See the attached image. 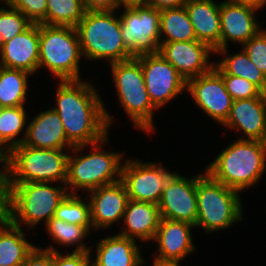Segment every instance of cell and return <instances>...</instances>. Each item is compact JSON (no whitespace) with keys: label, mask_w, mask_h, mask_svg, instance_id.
Returning <instances> with one entry per match:
<instances>
[{"label":"cell","mask_w":266,"mask_h":266,"mask_svg":"<svg viewBox=\"0 0 266 266\" xmlns=\"http://www.w3.org/2000/svg\"><path fill=\"white\" fill-rule=\"evenodd\" d=\"M186 0H147L145 5L157 10L179 8L184 6Z\"/></svg>","instance_id":"cell-41"},{"label":"cell","mask_w":266,"mask_h":266,"mask_svg":"<svg viewBox=\"0 0 266 266\" xmlns=\"http://www.w3.org/2000/svg\"><path fill=\"white\" fill-rule=\"evenodd\" d=\"M238 2H242L254 7H257L259 10L266 6V0H234Z\"/></svg>","instance_id":"cell-42"},{"label":"cell","mask_w":266,"mask_h":266,"mask_svg":"<svg viewBox=\"0 0 266 266\" xmlns=\"http://www.w3.org/2000/svg\"><path fill=\"white\" fill-rule=\"evenodd\" d=\"M120 14L121 34L133 56L158 53L160 47V10L145 4L125 5Z\"/></svg>","instance_id":"cell-10"},{"label":"cell","mask_w":266,"mask_h":266,"mask_svg":"<svg viewBox=\"0 0 266 266\" xmlns=\"http://www.w3.org/2000/svg\"><path fill=\"white\" fill-rule=\"evenodd\" d=\"M174 173L163 168L160 163H146L139 160L122 162L121 181L128 198L135 201L159 204L164 186Z\"/></svg>","instance_id":"cell-12"},{"label":"cell","mask_w":266,"mask_h":266,"mask_svg":"<svg viewBox=\"0 0 266 266\" xmlns=\"http://www.w3.org/2000/svg\"><path fill=\"white\" fill-rule=\"evenodd\" d=\"M139 60L152 104L159 109L186 90L187 81L161 54L136 56Z\"/></svg>","instance_id":"cell-11"},{"label":"cell","mask_w":266,"mask_h":266,"mask_svg":"<svg viewBox=\"0 0 266 266\" xmlns=\"http://www.w3.org/2000/svg\"><path fill=\"white\" fill-rule=\"evenodd\" d=\"M54 218L70 224L84 226L89 232L93 228L90 204L85 203L78 194H68L59 204Z\"/></svg>","instance_id":"cell-32"},{"label":"cell","mask_w":266,"mask_h":266,"mask_svg":"<svg viewBox=\"0 0 266 266\" xmlns=\"http://www.w3.org/2000/svg\"><path fill=\"white\" fill-rule=\"evenodd\" d=\"M23 13L32 23L46 24L47 0H5Z\"/></svg>","instance_id":"cell-36"},{"label":"cell","mask_w":266,"mask_h":266,"mask_svg":"<svg viewBox=\"0 0 266 266\" xmlns=\"http://www.w3.org/2000/svg\"><path fill=\"white\" fill-rule=\"evenodd\" d=\"M163 35L165 39H162ZM195 40L197 38L185 6L160 11V42Z\"/></svg>","instance_id":"cell-26"},{"label":"cell","mask_w":266,"mask_h":266,"mask_svg":"<svg viewBox=\"0 0 266 266\" xmlns=\"http://www.w3.org/2000/svg\"><path fill=\"white\" fill-rule=\"evenodd\" d=\"M43 250L53 252V266H92L91 252H71L64 255L54 246Z\"/></svg>","instance_id":"cell-38"},{"label":"cell","mask_w":266,"mask_h":266,"mask_svg":"<svg viewBox=\"0 0 266 266\" xmlns=\"http://www.w3.org/2000/svg\"><path fill=\"white\" fill-rule=\"evenodd\" d=\"M187 90L207 116L220 124L226 121L234 100L227 92L222 76L214 68L206 74L189 79Z\"/></svg>","instance_id":"cell-13"},{"label":"cell","mask_w":266,"mask_h":266,"mask_svg":"<svg viewBox=\"0 0 266 266\" xmlns=\"http://www.w3.org/2000/svg\"><path fill=\"white\" fill-rule=\"evenodd\" d=\"M197 221L206 233L226 229L242 220L239 192L213 179L206 171L196 175Z\"/></svg>","instance_id":"cell-4"},{"label":"cell","mask_w":266,"mask_h":266,"mask_svg":"<svg viewBox=\"0 0 266 266\" xmlns=\"http://www.w3.org/2000/svg\"><path fill=\"white\" fill-rule=\"evenodd\" d=\"M36 246L7 217L0 220V266H21Z\"/></svg>","instance_id":"cell-25"},{"label":"cell","mask_w":266,"mask_h":266,"mask_svg":"<svg viewBox=\"0 0 266 266\" xmlns=\"http://www.w3.org/2000/svg\"><path fill=\"white\" fill-rule=\"evenodd\" d=\"M47 234L59 245H77L72 252H91V249L82 243L90 233L84 226L70 224L63 220L52 217L46 224Z\"/></svg>","instance_id":"cell-30"},{"label":"cell","mask_w":266,"mask_h":266,"mask_svg":"<svg viewBox=\"0 0 266 266\" xmlns=\"http://www.w3.org/2000/svg\"><path fill=\"white\" fill-rule=\"evenodd\" d=\"M108 142V135L91 144L93 152L85 156L68 157L67 180L65 186L72 188L69 194H76V189L90 192L98 187L121 180V159L123 154L102 152V146ZM115 175V176H114Z\"/></svg>","instance_id":"cell-9"},{"label":"cell","mask_w":266,"mask_h":266,"mask_svg":"<svg viewBox=\"0 0 266 266\" xmlns=\"http://www.w3.org/2000/svg\"><path fill=\"white\" fill-rule=\"evenodd\" d=\"M76 27L39 24V68L45 67L58 81L80 80L82 57Z\"/></svg>","instance_id":"cell-6"},{"label":"cell","mask_w":266,"mask_h":266,"mask_svg":"<svg viewBox=\"0 0 266 266\" xmlns=\"http://www.w3.org/2000/svg\"><path fill=\"white\" fill-rule=\"evenodd\" d=\"M147 0H121L123 6L132 4H145Z\"/></svg>","instance_id":"cell-44"},{"label":"cell","mask_w":266,"mask_h":266,"mask_svg":"<svg viewBox=\"0 0 266 266\" xmlns=\"http://www.w3.org/2000/svg\"><path fill=\"white\" fill-rule=\"evenodd\" d=\"M160 220L157 204L129 199L123 215L126 228L119 235L145 242L154 240Z\"/></svg>","instance_id":"cell-23"},{"label":"cell","mask_w":266,"mask_h":266,"mask_svg":"<svg viewBox=\"0 0 266 266\" xmlns=\"http://www.w3.org/2000/svg\"><path fill=\"white\" fill-rule=\"evenodd\" d=\"M23 145L38 149H66L74 145L67 139L59 115L51 108L35 116L24 131Z\"/></svg>","instance_id":"cell-21"},{"label":"cell","mask_w":266,"mask_h":266,"mask_svg":"<svg viewBox=\"0 0 266 266\" xmlns=\"http://www.w3.org/2000/svg\"><path fill=\"white\" fill-rule=\"evenodd\" d=\"M38 149L20 144L9 153L10 184L49 182L65 184L68 151Z\"/></svg>","instance_id":"cell-7"},{"label":"cell","mask_w":266,"mask_h":266,"mask_svg":"<svg viewBox=\"0 0 266 266\" xmlns=\"http://www.w3.org/2000/svg\"><path fill=\"white\" fill-rule=\"evenodd\" d=\"M90 213L93 229H107L114 222L123 219L127 201L126 187L118 182L98 187L89 192Z\"/></svg>","instance_id":"cell-18"},{"label":"cell","mask_w":266,"mask_h":266,"mask_svg":"<svg viewBox=\"0 0 266 266\" xmlns=\"http://www.w3.org/2000/svg\"><path fill=\"white\" fill-rule=\"evenodd\" d=\"M214 69L222 76L225 88L233 100L262 97L265 94L247 79L226 74L216 63Z\"/></svg>","instance_id":"cell-34"},{"label":"cell","mask_w":266,"mask_h":266,"mask_svg":"<svg viewBox=\"0 0 266 266\" xmlns=\"http://www.w3.org/2000/svg\"><path fill=\"white\" fill-rule=\"evenodd\" d=\"M115 11H85L76 26L82 55L89 60H108L109 64L133 58L121 34V18Z\"/></svg>","instance_id":"cell-3"},{"label":"cell","mask_w":266,"mask_h":266,"mask_svg":"<svg viewBox=\"0 0 266 266\" xmlns=\"http://www.w3.org/2000/svg\"><path fill=\"white\" fill-rule=\"evenodd\" d=\"M88 81H60L56 107L67 139L74 145L75 154L108 135L113 119L103 106L100 94Z\"/></svg>","instance_id":"cell-1"},{"label":"cell","mask_w":266,"mask_h":266,"mask_svg":"<svg viewBox=\"0 0 266 266\" xmlns=\"http://www.w3.org/2000/svg\"><path fill=\"white\" fill-rule=\"evenodd\" d=\"M26 114L24 106L0 108V152L9 153L23 143L17 136L26 125Z\"/></svg>","instance_id":"cell-29"},{"label":"cell","mask_w":266,"mask_h":266,"mask_svg":"<svg viewBox=\"0 0 266 266\" xmlns=\"http://www.w3.org/2000/svg\"><path fill=\"white\" fill-rule=\"evenodd\" d=\"M265 170L266 142L237 139L205 171L216 181L241 192L256 184Z\"/></svg>","instance_id":"cell-2"},{"label":"cell","mask_w":266,"mask_h":266,"mask_svg":"<svg viewBox=\"0 0 266 266\" xmlns=\"http://www.w3.org/2000/svg\"><path fill=\"white\" fill-rule=\"evenodd\" d=\"M159 52L186 81L214 68V63H209V59L210 53L215 51L198 40L160 42Z\"/></svg>","instance_id":"cell-15"},{"label":"cell","mask_w":266,"mask_h":266,"mask_svg":"<svg viewBox=\"0 0 266 266\" xmlns=\"http://www.w3.org/2000/svg\"><path fill=\"white\" fill-rule=\"evenodd\" d=\"M92 266H141L145 262L136 240L119 234L101 239Z\"/></svg>","instance_id":"cell-24"},{"label":"cell","mask_w":266,"mask_h":266,"mask_svg":"<svg viewBox=\"0 0 266 266\" xmlns=\"http://www.w3.org/2000/svg\"><path fill=\"white\" fill-rule=\"evenodd\" d=\"M110 65L118 100L133 126L146 133L155 132L153 111L157 108L149 99L139 60L133 57Z\"/></svg>","instance_id":"cell-8"},{"label":"cell","mask_w":266,"mask_h":266,"mask_svg":"<svg viewBox=\"0 0 266 266\" xmlns=\"http://www.w3.org/2000/svg\"><path fill=\"white\" fill-rule=\"evenodd\" d=\"M223 126L242 130L239 139L266 142V96L234 100Z\"/></svg>","instance_id":"cell-19"},{"label":"cell","mask_w":266,"mask_h":266,"mask_svg":"<svg viewBox=\"0 0 266 266\" xmlns=\"http://www.w3.org/2000/svg\"><path fill=\"white\" fill-rule=\"evenodd\" d=\"M26 71L0 67V107L24 106L28 90Z\"/></svg>","instance_id":"cell-27"},{"label":"cell","mask_w":266,"mask_h":266,"mask_svg":"<svg viewBox=\"0 0 266 266\" xmlns=\"http://www.w3.org/2000/svg\"><path fill=\"white\" fill-rule=\"evenodd\" d=\"M198 41L220 49V4L213 0H186L184 4Z\"/></svg>","instance_id":"cell-22"},{"label":"cell","mask_w":266,"mask_h":266,"mask_svg":"<svg viewBox=\"0 0 266 266\" xmlns=\"http://www.w3.org/2000/svg\"><path fill=\"white\" fill-rule=\"evenodd\" d=\"M256 11L257 7L234 0L220 3V49L229 48L230 41L243 45L261 30Z\"/></svg>","instance_id":"cell-16"},{"label":"cell","mask_w":266,"mask_h":266,"mask_svg":"<svg viewBox=\"0 0 266 266\" xmlns=\"http://www.w3.org/2000/svg\"><path fill=\"white\" fill-rule=\"evenodd\" d=\"M153 266H180V261H160L154 259Z\"/></svg>","instance_id":"cell-43"},{"label":"cell","mask_w":266,"mask_h":266,"mask_svg":"<svg viewBox=\"0 0 266 266\" xmlns=\"http://www.w3.org/2000/svg\"><path fill=\"white\" fill-rule=\"evenodd\" d=\"M86 11H115L120 6L121 0H81Z\"/></svg>","instance_id":"cell-40"},{"label":"cell","mask_w":266,"mask_h":266,"mask_svg":"<svg viewBox=\"0 0 266 266\" xmlns=\"http://www.w3.org/2000/svg\"><path fill=\"white\" fill-rule=\"evenodd\" d=\"M21 266H53V252L36 246Z\"/></svg>","instance_id":"cell-39"},{"label":"cell","mask_w":266,"mask_h":266,"mask_svg":"<svg viewBox=\"0 0 266 266\" xmlns=\"http://www.w3.org/2000/svg\"><path fill=\"white\" fill-rule=\"evenodd\" d=\"M191 228L195 225L188 222L161 218L155 238L158 251L155 259L160 261H181L195 250Z\"/></svg>","instance_id":"cell-20"},{"label":"cell","mask_w":266,"mask_h":266,"mask_svg":"<svg viewBox=\"0 0 266 266\" xmlns=\"http://www.w3.org/2000/svg\"><path fill=\"white\" fill-rule=\"evenodd\" d=\"M85 11L81 0H47L46 25L76 27Z\"/></svg>","instance_id":"cell-31"},{"label":"cell","mask_w":266,"mask_h":266,"mask_svg":"<svg viewBox=\"0 0 266 266\" xmlns=\"http://www.w3.org/2000/svg\"><path fill=\"white\" fill-rule=\"evenodd\" d=\"M4 3L9 10L4 6L0 7V47L32 24L23 13Z\"/></svg>","instance_id":"cell-33"},{"label":"cell","mask_w":266,"mask_h":266,"mask_svg":"<svg viewBox=\"0 0 266 266\" xmlns=\"http://www.w3.org/2000/svg\"><path fill=\"white\" fill-rule=\"evenodd\" d=\"M228 49H218L216 54L224 56L223 60L216 64L226 73L236 77L247 79L256 85L263 93L266 92V75L258 69L242 49L234 55H227ZM226 56V57H225Z\"/></svg>","instance_id":"cell-28"},{"label":"cell","mask_w":266,"mask_h":266,"mask_svg":"<svg viewBox=\"0 0 266 266\" xmlns=\"http://www.w3.org/2000/svg\"><path fill=\"white\" fill-rule=\"evenodd\" d=\"M4 216L0 213V220L3 218Z\"/></svg>","instance_id":"cell-45"},{"label":"cell","mask_w":266,"mask_h":266,"mask_svg":"<svg viewBox=\"0 0 266 266\" xmlns=\"http://www.w3.org/2000/svg\"><path fill=\"white\" fill-rule=\"evenodd\" d=\"M158 207L161 218L188 222L196 226V175L189 179L175 172L164 186Z\"/></svg>","instance_id":"cell-14"},{"label":"cell","mask_w":266,"mask_h":266,"mask_svg":"<svg viewBox=\"0 0 266 266\" xmlns=\"http://www.w3.org/2000/svg\"><path fill=\"white\" fill-rule=\"evenodd\" d=\"M64 185L57 187L49 182L10 184V206L6 217L19 227L23 223L33 228L43 219L46 224L69 194Z\"/></svg>","instance_id":"cell-5"},{"label":"cell","mask_w":266,"mask_h":266,"mask_svg":"<svg viewBox=\"0 0 266 266\" xmlns=\"http://www.w3.org/2000/svg\"><path fill=\"white\" fill-rule=\"evenodd\" d=\"M0 213L6 217L10 206V165L9 155L6 152H0Z\"/></svg>","instance_id":"cell-37"},{"label":"cell","mask_w":266,"mask_h":266,"mask_svg":"<svg viewBox=\"0 0 266 266\" xmlns=\"http://www.w3.org/2000/svg\"><path fill=\"white\" fill-rule=\"evenodd\" d=\"M1 67L35 74L39 67V24L32 23L0 47Z\"/></svg>","instance_id":"cell-17"},{"label":"cell","mask_w":266,"mask_h":266,"mask_svg":"<svg viewBox=\"0 0 266 266\" xmlns=\"http://www.w3.org/2000/svg\"><path fill=\"white\" fill-rule=\"evenodd\" d=\"M242 46L253 64L266 75V30L261 28Z\"/></svg>","instance_id":"cell-35"}]
</instances>
